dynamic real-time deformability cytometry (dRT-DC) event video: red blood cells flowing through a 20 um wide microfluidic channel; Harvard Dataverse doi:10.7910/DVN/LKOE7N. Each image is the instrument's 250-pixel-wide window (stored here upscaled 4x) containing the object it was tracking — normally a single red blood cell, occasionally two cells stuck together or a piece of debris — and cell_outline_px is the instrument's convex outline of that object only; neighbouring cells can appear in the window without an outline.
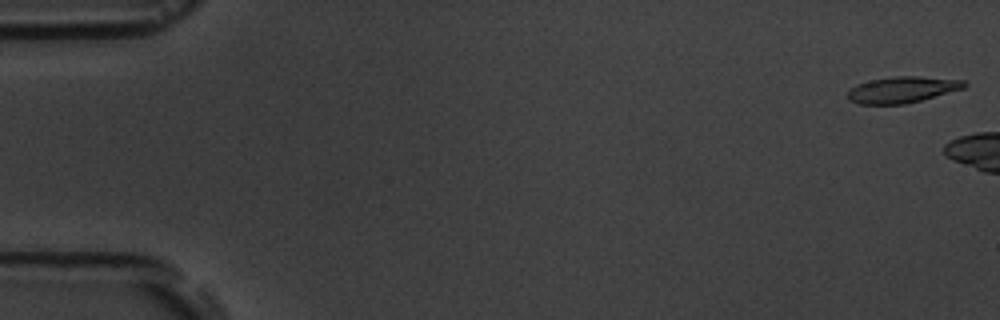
{"species": "common noctule bat (a hibernating species)", "species_latin": "Nyctalus noctula", "temperature_condition": "room temperature", "stored_images_in_passage": 3, "camera_frame_rate_fps": 3000, "um_per_image_px": 0.085, "animal": {"sex": "male", "body_mass_g": 19.5, "forearm_length_mm": 54.6}, "frame": {"image": 1, "passage_image": 1, "time_ms": 0.0, "image_size_px": [1000, 320], "cell_outline_px": [[968, 84], [964, 88], [920, 100], [904, 104], [860, 104], [848, 100], [848, 92], [856, 84], [872, 80], [896, 76], [916, 76], [964, 80]], "centroid_in_image_um": [76.69, 7.62], "position_along_channel_um": 8.3, "area_um2": 17.57}}